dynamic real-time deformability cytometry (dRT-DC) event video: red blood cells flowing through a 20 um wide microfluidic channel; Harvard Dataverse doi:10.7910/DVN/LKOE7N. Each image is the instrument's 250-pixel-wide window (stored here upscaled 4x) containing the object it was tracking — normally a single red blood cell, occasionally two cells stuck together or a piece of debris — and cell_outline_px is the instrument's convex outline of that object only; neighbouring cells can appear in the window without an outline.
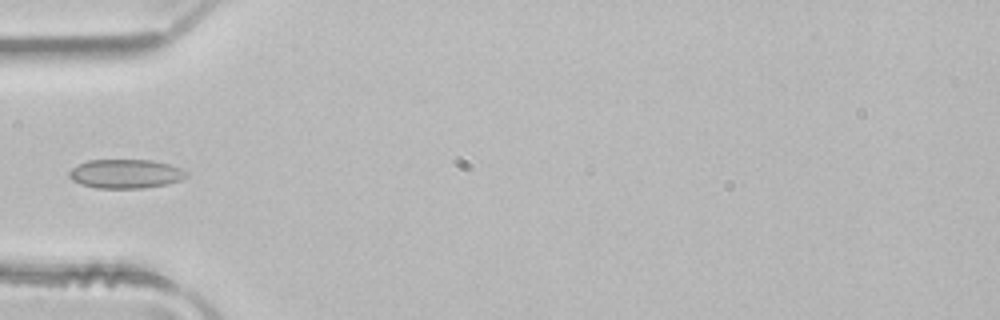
{"species": "common noctule bat (a hibernating species)", "species_latin": "Nyctalus noctula", "temperature_condition": "room temperature", "stored_images_in_passage": 4, "camera_frame_rate_fps": 3000, "um_per_image_px": 0.085, "animal": {"sex": "male", "body_mass_g": 21.5, "forearm_length_mm": 52.0}, "frame": {"image": 1, "passage_image": 4, "time_ms": 1.0, "image_size_px": [1000, 320], "cell_outline_px": [[188, 176], [180, 180], [168, 184], [140, 188], [96, 188], [80, 184], [72, 180], [68, 176], [68, 172], [76, 164], [88, 160], [152, 160], [168, 164], [180, 168], [188, 172]], "centroid_in_image_um": [10.65, 14.77], "position_along_channel_um": 74.4, "area_um2": 19.94}}